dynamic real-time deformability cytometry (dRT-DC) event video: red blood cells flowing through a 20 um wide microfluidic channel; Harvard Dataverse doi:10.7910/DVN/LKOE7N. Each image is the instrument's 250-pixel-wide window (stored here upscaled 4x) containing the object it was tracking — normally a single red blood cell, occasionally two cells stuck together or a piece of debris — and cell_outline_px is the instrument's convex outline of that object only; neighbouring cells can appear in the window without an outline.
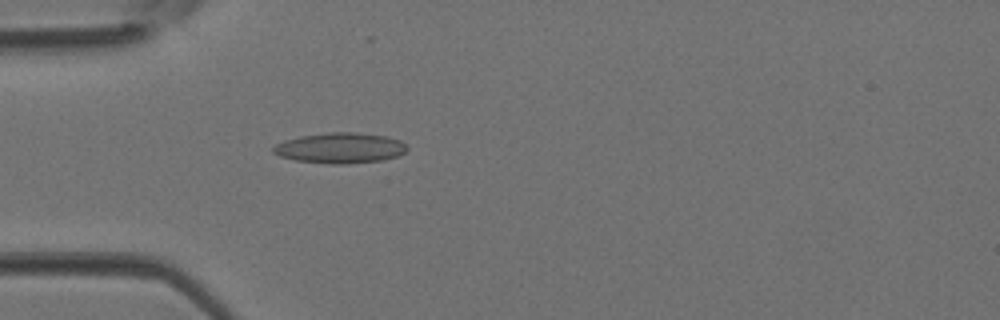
{"species": "Egyptian fruit bat (a non-hibernating species)", "species_latin": "Rousettus aegyptiacus", "temperature_condition": "room temperature", "stored_images_in_passage": 2, "camera_frame_rate_fps": 3000, "um_per_image_px": 0.085, "animal": {"sex": "female"}, "frame": {"image": 1, "passage_image": 2, "time_ms": 0.333, "image_size_px": [1000, 320], "cell_outline_px": [[408, 148], [404, 152], [396, 156], [384, 160], [348, 164], [332, 164], [296, 160], [280, 156], [272, 152], [272, 148], [276, 144], [284, 140], [300, 136], [328, 132], [352, 132], [384, 136], [400, 140]], "centroid_in_image_um": [28.89, 12.58], "position_along_channel_um": 56.1, "area_um2": 23.7}}